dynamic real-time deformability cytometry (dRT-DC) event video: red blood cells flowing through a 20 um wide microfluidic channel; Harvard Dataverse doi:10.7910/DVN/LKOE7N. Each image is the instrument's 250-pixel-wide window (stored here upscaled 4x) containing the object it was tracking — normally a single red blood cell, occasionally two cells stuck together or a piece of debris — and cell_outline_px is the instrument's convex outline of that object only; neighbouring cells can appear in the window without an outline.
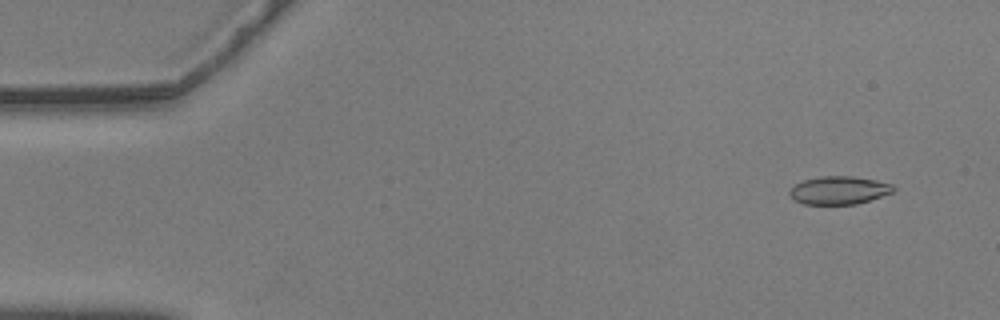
{"species": "common noctule bat (a hibernating species)", "species_latin": "Nyctalus noctula", "temperature_condition": "warm", "stored_images_in_passage": 57, "camera_frame_rate_fps": 3000, "um_per_image_px": 0.085, "animal": {"sex": "male", "body_mass_g": 20.5, "forearm_length_mm": 52.5}, "frame": {"image": 1, "passage_image": 4, "time_ms": 1.0, "image_size_px": [1000, 320], "cell_outline_px": [[896, 188], [892, 192], [856, 204], [804, 204], [796, 200], [788, 192], [796, 184], [804, 180], [820, 176], [852, 176], [876, 180], [892, 184]], "centroid_in_image_um": [71.32, 16.16], "position_along_channel_um": 13.7, "area_um2": 16.7}}
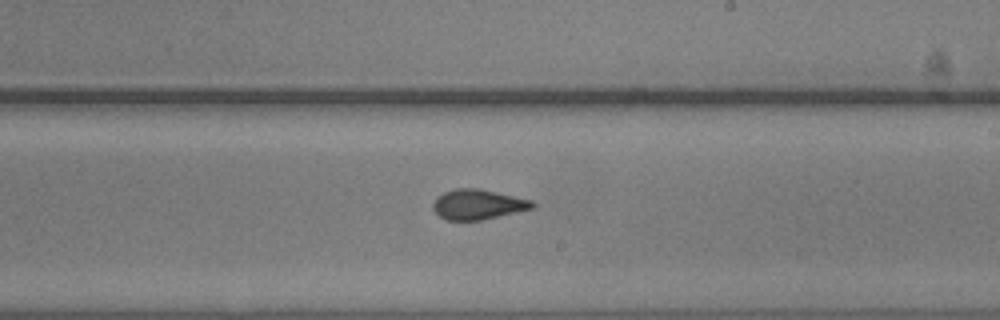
{"frame": {"image": 2, "passage_image": 33, "time_ms": 10.667, "image_size_px": [1000, 320], "cell_outline_px": [[536, 208], [480, 220], [444, 220], [432, 208], [432, 204], [436, 196], [444, 192], [456, 188], [480, 188], [532, 200], [536, 204]], "centroid_in_image_um": [40.63, 17.37], "position_along_channel_um": 248.4, "area_um2": 17.57}}
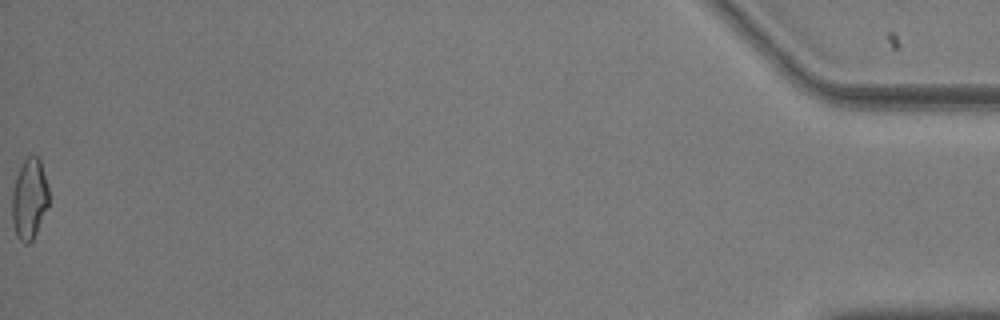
{"frame": {"image": 3, "passage_image": 57, "time_ms": 18.667, "image_size_px": [1000, 320], "cell_outline_px": [[48, 208], [32, 240], [28, 244], [24, 244], [16, 236], [12, 220], [12, 192], [16, 176], [24, 160], [28, 156], [36, 156], [40, 160], [48, 188]], "centroid_in_image_um": [2.48, 16.94], "position_along_channel_um": 432.7, "area_um2": 17.17}, "authors_computed_cell_mechanics": {"area_um2": 17.3978, "velocity_mm_per_s": 3.5838, "shape_relaxation_time_tau1_ms": 7.0884, "shape_relaxation_time_tau2_ms": 1.1619, "deformation_change_tau1": 0.2003, "deformation_change_tau2": 0.0723}}